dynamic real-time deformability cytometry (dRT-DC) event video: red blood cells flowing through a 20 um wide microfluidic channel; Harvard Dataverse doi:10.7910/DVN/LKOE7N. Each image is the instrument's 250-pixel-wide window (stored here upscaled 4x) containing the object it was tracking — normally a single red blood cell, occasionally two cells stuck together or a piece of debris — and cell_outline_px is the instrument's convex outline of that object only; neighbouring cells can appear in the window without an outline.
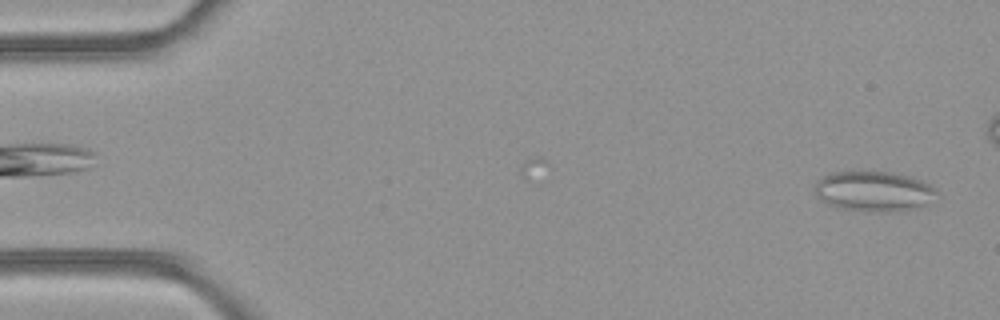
{"species": "common noctule bat (a hibernating species)", "species_latin": "Nyctalus noctula", "temperature_condition": "room temperature", "stored_images_in_passage": 5, "camera_frame_rate_fps": 3000, "um_per_image_px": 0.085, "animal": {"sex": "female", "body_mass_g": 21.9}, "frame": {"image": 1, "passage_image": 1, "time_ms": 0.0, "image_size_px": [1000, 320], "cell_outline_px": [[936, 192], [924, 204], [908, 208], [884, 212], [840, 208], [828, 204], [816, 196], [816, 184], [824, 176], [832, 172], [892, 172], [908, 176], [920, 180], [936, 188]], "centroid_in_image_um": [74.22, 16.24], "position_along_channel_um": 10.8, "area_um2": 27.51}}